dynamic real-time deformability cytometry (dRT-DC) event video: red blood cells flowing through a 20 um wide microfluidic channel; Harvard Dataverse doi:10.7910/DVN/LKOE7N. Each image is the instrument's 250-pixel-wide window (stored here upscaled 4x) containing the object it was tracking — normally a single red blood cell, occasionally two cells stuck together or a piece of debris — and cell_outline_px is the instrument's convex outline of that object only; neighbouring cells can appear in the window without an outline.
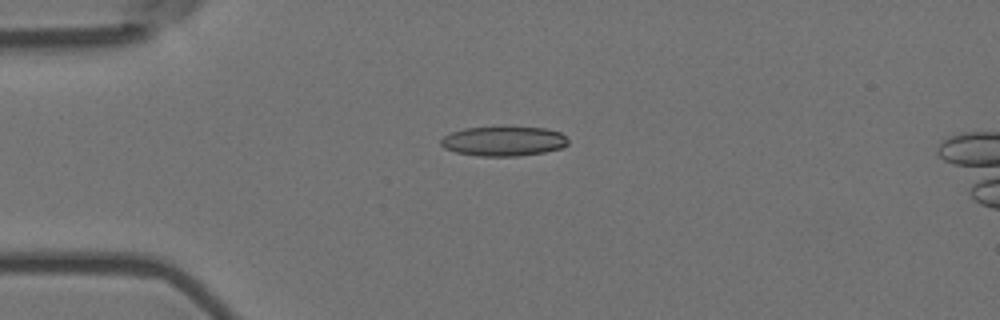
{"species": "Egyptian fruit bat (a non-hibernating species)", "species_latin": "Rousettus aegyptiacus", "temperature_condition": "room temperature", "stored_images_in_passage": 5, "camera_frame_rate_fps": 3000, "um_per_image_px": 0.085, "animal": {"sex": "female"}, "frame": {"image": 1, "passage_image": 3, "time_ms": 0.667, "image_size_px": [1000, 320], "cell_outline_px": [[568, 144], [564, 148], [544, 152], [520, 156], [480, 156], [456, 152], [444, 148], [440, 144], [440, 140], [444, 136], [452, 132], [464, 128], [500, 124], [504, 124], [548, 128], [560, 132], [568, 140]], "centroid_in_image_um": [42.83, 11.95], "position_along_channel_um": 42.2, "area_um2": 23.06}}